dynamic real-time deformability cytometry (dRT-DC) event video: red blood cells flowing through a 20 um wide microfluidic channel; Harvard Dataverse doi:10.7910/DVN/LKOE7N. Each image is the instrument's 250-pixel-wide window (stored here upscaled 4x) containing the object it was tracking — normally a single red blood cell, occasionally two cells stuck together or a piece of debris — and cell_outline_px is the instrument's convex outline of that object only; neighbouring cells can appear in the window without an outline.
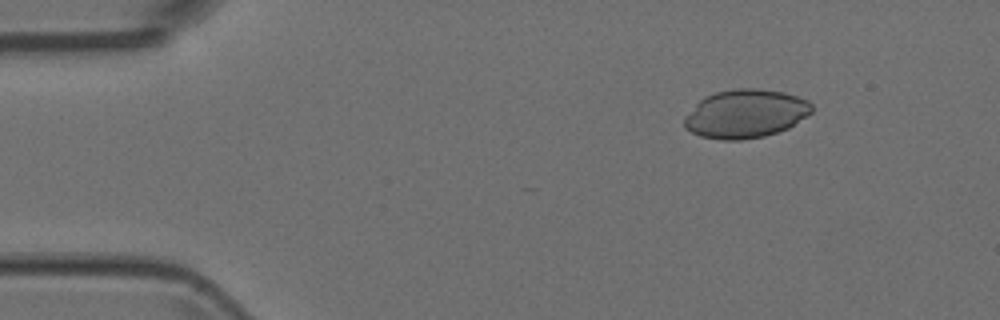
{"species": "Egyptian fruit bat (a non-hibernating species)", "species_latin": "Rousettus aegyptiacus", "temperature_condition": "room temperature", "stored_images_in_passage": 4, "camera_frame_rate_fps": 3000, "um_per_image_px": 0.085, "animal": {"sex": "female"}, "frame": {"image": 1, "passage_image": 1, "time_ms": 0.0, "image_size_px": [1000, 320], "cell_outline_px": [[812, 112], [788, 128], [764, 136], [740, 140], [720, 140], [700, 136], [684, 128], [684, 116], [704, 96], [716, 92], [736, 88], [756, 88], [784, 92], [808, 100], [812, 104]], "centroid_in_image_um": [63.35, 9.66], "position_along_channel_um": 21.7, "area_um2": 36.07}}